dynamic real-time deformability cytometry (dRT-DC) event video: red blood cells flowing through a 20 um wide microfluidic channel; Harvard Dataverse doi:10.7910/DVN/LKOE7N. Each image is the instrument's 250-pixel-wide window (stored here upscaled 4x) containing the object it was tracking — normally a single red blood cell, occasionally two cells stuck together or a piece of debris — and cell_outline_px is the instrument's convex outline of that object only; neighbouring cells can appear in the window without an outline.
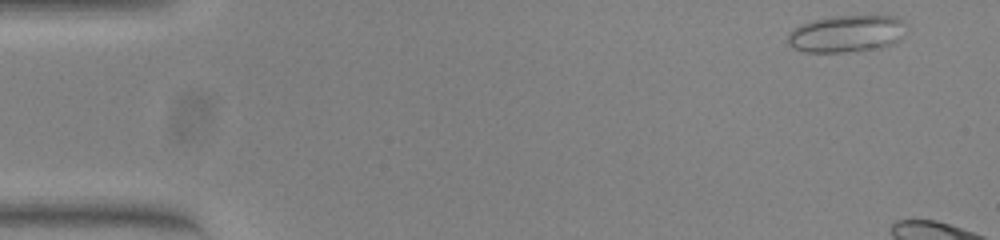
{"species": "common noctule bat (a hibernating species)", "species_latin": "Nyctalus noctula", "temperature_condition": "warm", "stored_images_in_passage": 7, "camera_frame_rate_fps": 3000, "um_per_image_px": 0.085, "animal": {"sex": "female", "body_mass_g": 23.0, "forearm_length_mm": 53.4}, "frame": {"image": 1, "passage_image": 1, "time_ms": 0.0, "image_size_px": [1000, 240], "cell_outline_px": [[908, 24], [904, 36], [896, 44], [880, 48], [848, 52], [804, 52], [792, 48], [788, 44], [788, 32], [792, 28], [800, 24], [812, 20], [828, 16], [896, 16]], "centroid_in_image_um": [71.99, 2.87], "position_along_channel_um": 13.0, "area_um2": 26.3}}